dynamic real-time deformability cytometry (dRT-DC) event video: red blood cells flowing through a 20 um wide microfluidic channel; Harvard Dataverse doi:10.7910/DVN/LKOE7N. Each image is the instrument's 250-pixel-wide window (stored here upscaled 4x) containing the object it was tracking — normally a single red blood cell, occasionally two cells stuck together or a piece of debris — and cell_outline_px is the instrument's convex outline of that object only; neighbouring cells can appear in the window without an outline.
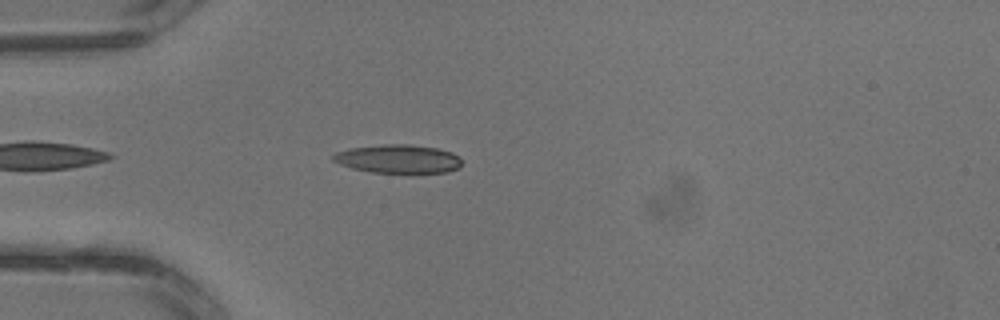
{"species": "common noctule bat (a hibernating species)", "species_latin": "Nyctalus noctula", "temperature_condition": "warm", "stored_images_in_passage": 2, "camera_frame_rate_fps": 3000, "um_per_image_px": 0.085, "animal": {"sex": "male", "body_mass_g": 13.3}, "frame": {"image": 1, "passage_image": 2, "time_ms": 0.333, "image_size_px": [1000, 320], "cell_outline_px": [[460, 168], [448, 172], [372, 172], [352, 168], [340, 164], [332, 160], [332, 156], [336, 152], [348, 148], [384, 144], [408, 144], [436, 148], [452, 152], [460, 156]], "centroid_in_image_um": [33.84, 13.49], "position_along_channel_um": 51.2, "area_um2": 21.33}}